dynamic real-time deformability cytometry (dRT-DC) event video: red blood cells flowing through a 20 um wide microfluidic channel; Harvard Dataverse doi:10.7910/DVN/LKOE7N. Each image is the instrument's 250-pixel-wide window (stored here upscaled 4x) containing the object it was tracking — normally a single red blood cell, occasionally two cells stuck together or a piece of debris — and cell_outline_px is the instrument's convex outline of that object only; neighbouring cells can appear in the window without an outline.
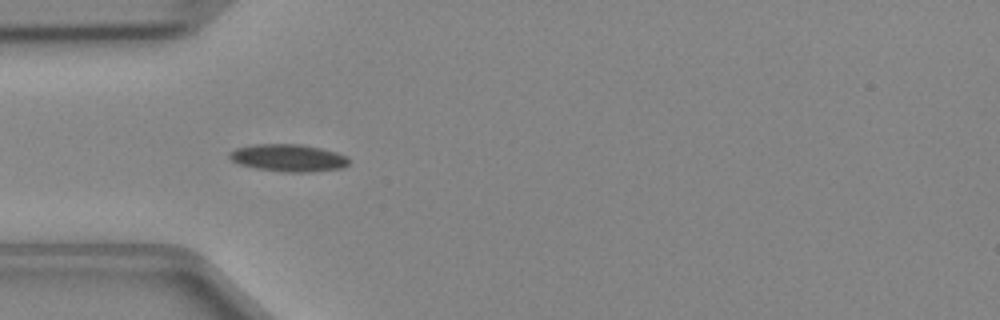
{"species": "Egyptian fruit bat (a non-hibernating species)", "species_latin": "Rousettus aegyptiacus", "temperature_condition": "cold", "stored_images_in_passage": 36, "camera_frame_rate_fps": 3000, "um_per_image_px": 0.085, "animal": {"sex": "female"}, "frame": {"image": 1, "passage_image": 3, "time_ms": 0.667, "image_size_px": [1000, 320], "cell_outline_px": [[348, 164], [344, 168], [308, 172], [288, 172], [256, 168], [240, 164], [232, 160], [228, 156], [228, 152], [236, 148], [252, 144], [300, 144], [320, 148], [336, 152], [348, 156]], "centroid_in_image_um": [24.51, 13.41], "position_along_channel_um": 60.5, "area_um2": 19.02}}
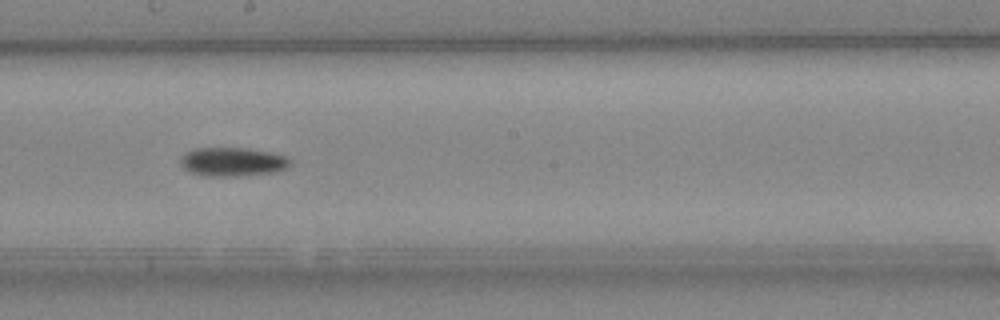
{"frame": {"image": 2, "passage_image": 15, "time_ms": 4.667, "image_size_px": [1000, 320], "cell_outline_px": [[292, 164], [288, 168], [276, 172], [248, 176], [204, 176], [192, 172], [184, 168], [180, 164], [180, 160], [188, 152], [196, 148], [248, 148], [272, 152], [288, 156], [292, 160]], "centroid_in_image_um": [19.88, 13.76], "position_along_channel_um": 228.3, "area_um2": 18.73}}
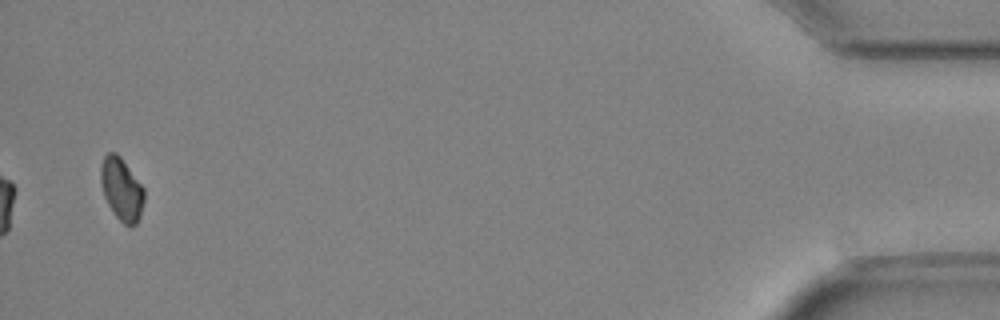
{"frame": {"image": 3, "passage_image": 35, "time_ms": 11.333, "image_size_px": [1000, 320], "cell_outline_px": [[144, 200], [140, 216], [136, 224], [124, 224], [116, 216], [108, 204], [104, 196], [100, 180], [100, 164], [104, 156], [108, 152], [116, 152], [120, 156], [144, 188]], "centroid_in_image_um": [10.32, 16.04], "position_along_channel_um": 424.9, "area_um2": 15.72}}